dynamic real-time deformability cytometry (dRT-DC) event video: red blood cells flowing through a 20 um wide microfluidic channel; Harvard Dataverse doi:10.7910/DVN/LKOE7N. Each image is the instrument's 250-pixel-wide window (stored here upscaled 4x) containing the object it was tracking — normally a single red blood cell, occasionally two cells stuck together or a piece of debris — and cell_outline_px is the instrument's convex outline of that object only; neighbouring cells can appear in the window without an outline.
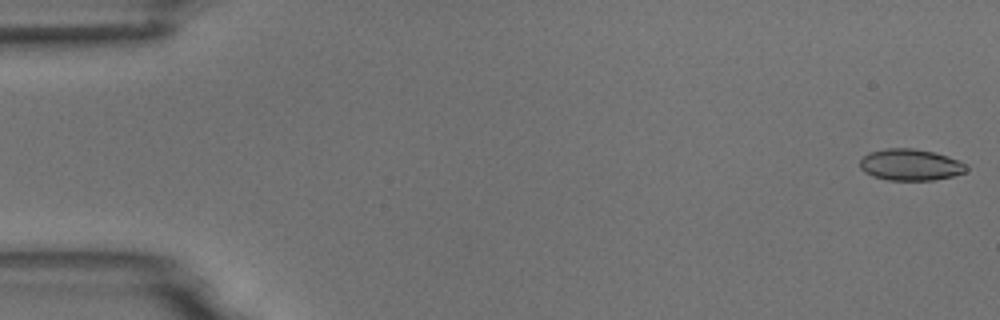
{"species": "common noctule bat (a hibernating species)", "species_latin": "Nyctalus noctula", "temperature_condition": "room temperature", "stored_images_in_passage": 7, "camera_frame_rate_fps": 3000, "um_per_image_px": 0.085, "animal": {"sex": "male", "body_mass_g": 18.8}, "frame": {"image": 1, "passage_image": 1, "time_ms": 0.0, "image_size_px": [1000, 320], "cell_outline_px": [[968, 168], [964, 172], [952, 176], [932, 180], [888, 180], [872, 176], [864, 172], [860, 168], [860, 160], [868, 152], [888, 148], [912, 148], [932, 152], [948, 156], [968, 164]], "centroid_in_image_um": [77.37, 14.0], "position_along_channel_um": 7.6, "area_um2": 19.54}}
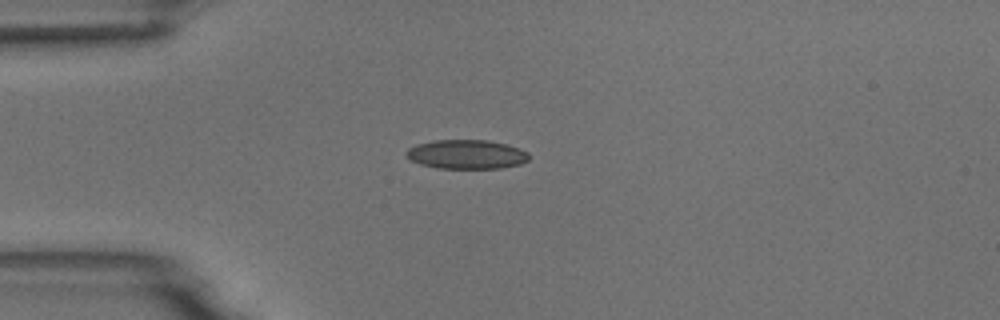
{"frame": {"image": 2, "passage_image": 5, "time_ms": 4.333, "image_size_px": [1000, 320], "cell_outline_px": [[528, 160], [520, 164], [500, 168], [436, 168], [420, 164], [412, 160], [408, 156], [408, 148], [416, 144], [432, 140], [488, 140], [520, 148], [528, 152]], "centroid_in_image_um": [39.66, 13.11], "position_along_channel_um": 45.3, "area_um2": 20.69}}
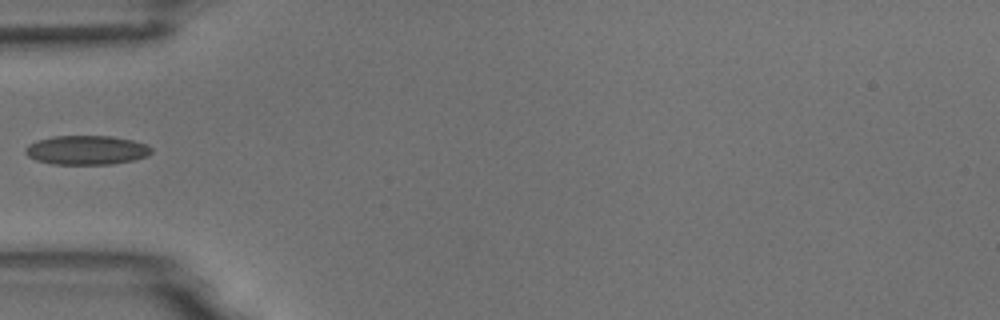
{"frame": {"image": 3, "passage_image": 6, "time_ms": 5.667, "image_size_px": [1000, 320], "cell_outline_px": [[152, 152], [148, 156], [132, 160], [112, 164], [52, 164], [36, 160], [28, 156], [24, 152], [28, 144], [36, 140], [52, 136], [112, 136], [132, 140], [144, 144], [152, 148]], "centroid_in_image_um": [7.33, 12.75], "position_along_channel_um": 77.7, "area_um2": 21.44}}